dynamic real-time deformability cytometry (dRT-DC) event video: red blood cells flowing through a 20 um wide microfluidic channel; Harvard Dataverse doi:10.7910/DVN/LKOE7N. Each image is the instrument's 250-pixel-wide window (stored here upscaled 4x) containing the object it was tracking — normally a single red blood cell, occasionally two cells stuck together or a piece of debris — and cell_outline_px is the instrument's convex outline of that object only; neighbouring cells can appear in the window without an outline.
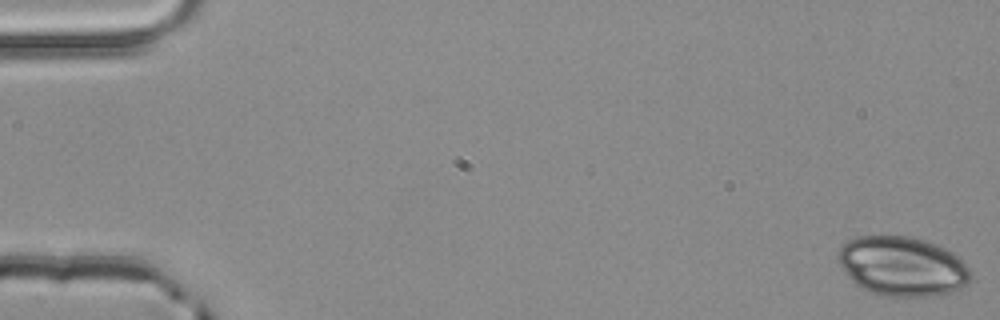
{"species": "common noctule bat (a hibernating species)", "species_latin": "Nyctalus noctula", "temperature_condition": "room temperature", "stored_images_in_passage": 5, "camera_frame_rate_fps": 3000, "um_per_image_px": 0.085, "animal": {"sex": "male", "body_mass_g": 20.4}, "frame": {"image": 1, "passage_image": 1, "time_ms": 0.0, "image_size_px": [1000, 320], "cell_outline_px": [[972, 276], [960, 288], [952, 292], [932, 296], [880, 296], [856, 284], [848, 276], [836, 260], [836, 252], [840, 244], [864, 232], [908, 236], [924, 240], [936, 244], [960, 256], [964, 260]], "centroid_in_image_um": [76.62, 22.57], "position_along_channel_um": 8.4, "area_um2": 46.99}}